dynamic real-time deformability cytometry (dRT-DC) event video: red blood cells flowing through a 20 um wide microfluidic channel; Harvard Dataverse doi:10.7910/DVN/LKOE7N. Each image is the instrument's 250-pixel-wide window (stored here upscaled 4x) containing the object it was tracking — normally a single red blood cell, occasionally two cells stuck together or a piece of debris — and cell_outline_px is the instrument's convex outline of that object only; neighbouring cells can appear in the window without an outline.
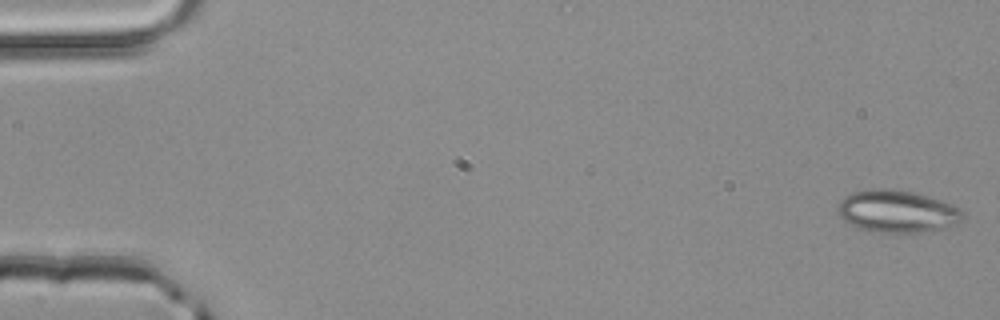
{"species": "common noctule bat (a hibernating species)", "species_latin": "Nyctalus noctula", "temperature_condition": "room temperature", "stored_images_in_passage": 51, "camera_frame_rate_fps": 3000, "um_per_image_px": 0.085, "animal": {"sex": "male", "body_mass_g": 20.4}, "frame": {"image": 1, "passage_image": 1, "time_ms": 0.0, "image_size_px": [1000, 320], "cell_outline_px": [[964, 220], [956, 224], [944, 228], [920, 232], [876, 232], [856, 228], [848, 224], [836, 212], [836, 208], [840, 200], [844, 196], [852, 192], [876, 188], [888, 188], [912, 192], [940, 200], [952, 204], [960, 208], [964, 212]], "centroid_in_image_um": [76.23, 17.97], "position_along_channel_um": 8.8, "area_um2": 31.1}}
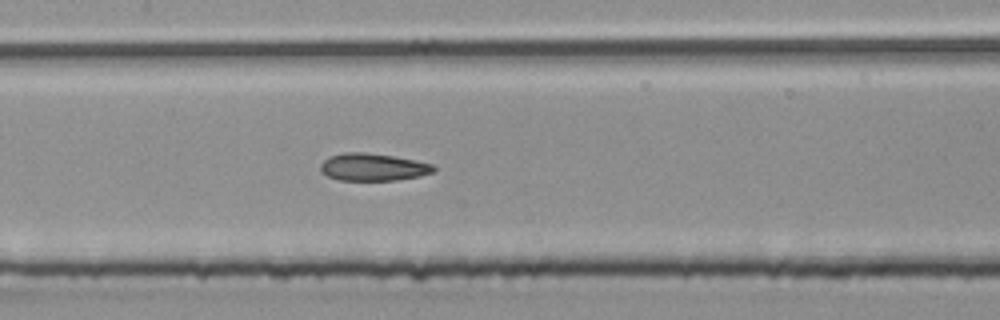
{"frame": {"image": 2, "passage_image": 25, "time_ms": 8.0, "image_size_px": [1000, 320], "cell_outline_px": [[436, 172], [420, 176], [396, 180], [340, 180], [328, 176], [320, 172], [320, 164], [328, 156], [344, 152], [364, 152], [392, 156], [432, 164], [436, 168]], "centroid_in_image_um": [31.68, 14.2], "position_along_channel_um": 175.7, "area_um2": 18.09}}
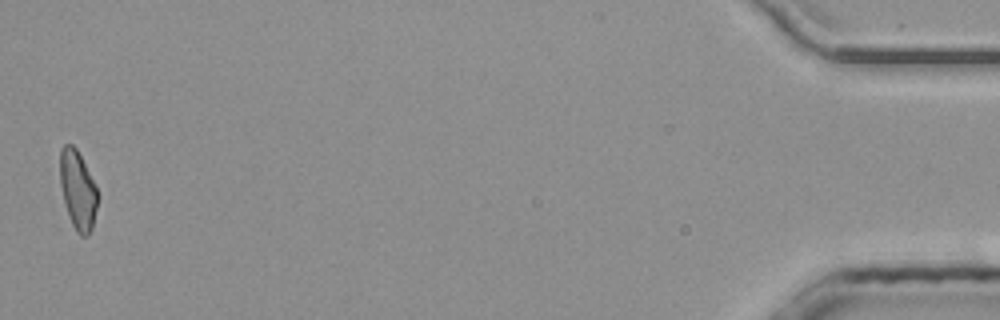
{"frame": {"image": 3, "passage_image": 51, "time_ms": 16.667, "image_size_px": [1000, 320], "cell_outline_px": [[100, 196], [92, 228], [88, 236], [80, 236], [76, 232], [72, 224], [64, 200], [60, 184], [60, 148], [64, 144], [72, 144], [76, 148]], "centroid_in_image_um": [6.62, 16.18], "position_along_channel_um": 428.6, "area_um2": 17.17}, "authors_computed_cell_mechanics": {"area_um2": 18.4382, "velocity_mm_per_s": 4.0586, "shape_relaxation_time_tau1_ms": null, "shape_relaxation_time_tau2_ms": 2.1792, "deformation_change_tau1": null, "deformation_change_tau2": 0.0906}}